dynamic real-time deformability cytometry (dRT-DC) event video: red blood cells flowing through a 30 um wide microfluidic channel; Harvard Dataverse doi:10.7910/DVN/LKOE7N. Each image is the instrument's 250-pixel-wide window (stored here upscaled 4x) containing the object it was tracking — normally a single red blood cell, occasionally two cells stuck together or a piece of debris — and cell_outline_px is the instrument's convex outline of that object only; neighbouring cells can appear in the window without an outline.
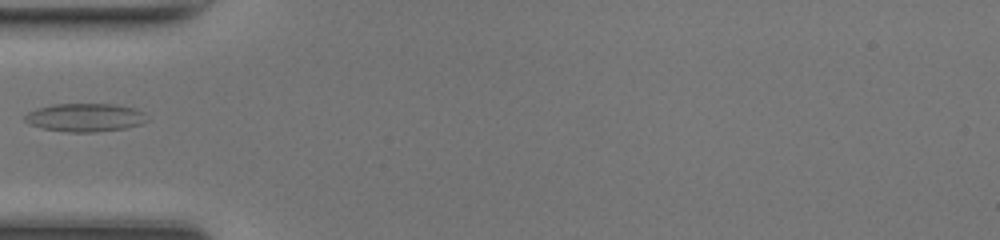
{"species": "common noctule bat (a hibernating species)", "species_latin": "Nyctalus noctula", "temperature_condition": "room temperature", "stored_images_in_passage": 31, "camera_frame_rate_fps": 3000, "um_per_image_px": 0.085, "animal": {"sex": "female", "body_mass_g": 17.0, "forearm_length_mm": 48.0}, "frame": {"image": 1, "passage_image": 1, "time_ms": 0.0, "image_size_px": [1000, 240], "cell_outline_px": [[148, 120], [140, 124], [124, 128], [96, 132], [68, 132], [44, 128], [28, 124], [24, 120], [24, 116], [28, 112], [40, 108], [56, 104], [112, 104], [132, 108], [140, 112]], "centroid_in_image_um": [7.19, 9.99], "position_along_channel_um": 77.8, "area_um2": 19.71}}
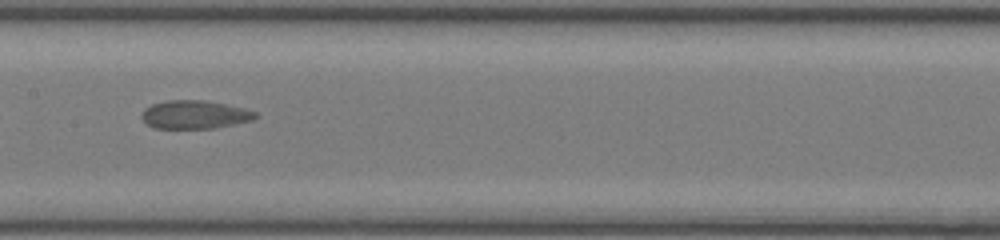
{"frame": {"image": 2, "passage_image": 9, "time_ms": 2.667, "image_size_px": [1000, 240], "cell_outline_px": [[260, 116], [252, 120], [212, 128], [156, 128], [148, 124], [140, 116], [144, 108], [152, 104], [168, 100], [204, 100], [244, 108], [256, 112]], "centroid_in_image_um": [16.54, 9.73], "position_along_channel_um": 190.9, "area_um2": 18.61}}
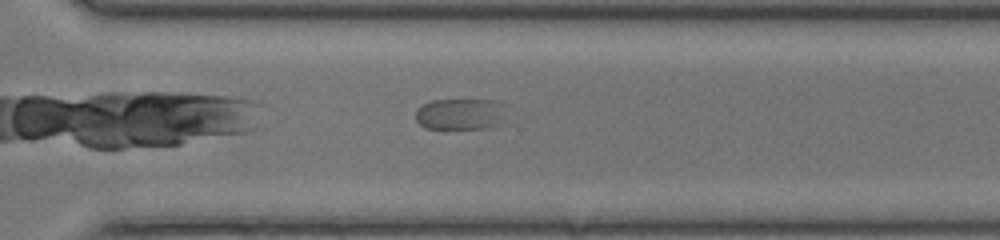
{"frame": {"image": 3, "passage_image": 19, "time_ms": 6.0, "image_size_px": [1000, 240], "cell_outline_px": [[500, 116], [496, 124], [488, 128], [424, 128], [416, 120], [416, 112], [424, 104], [432, 100], [496, 100]], "centroid_in_image_um": [38.97, 9.7], "position_along_channel_um": 331.6, "area_um2": 15.61}}